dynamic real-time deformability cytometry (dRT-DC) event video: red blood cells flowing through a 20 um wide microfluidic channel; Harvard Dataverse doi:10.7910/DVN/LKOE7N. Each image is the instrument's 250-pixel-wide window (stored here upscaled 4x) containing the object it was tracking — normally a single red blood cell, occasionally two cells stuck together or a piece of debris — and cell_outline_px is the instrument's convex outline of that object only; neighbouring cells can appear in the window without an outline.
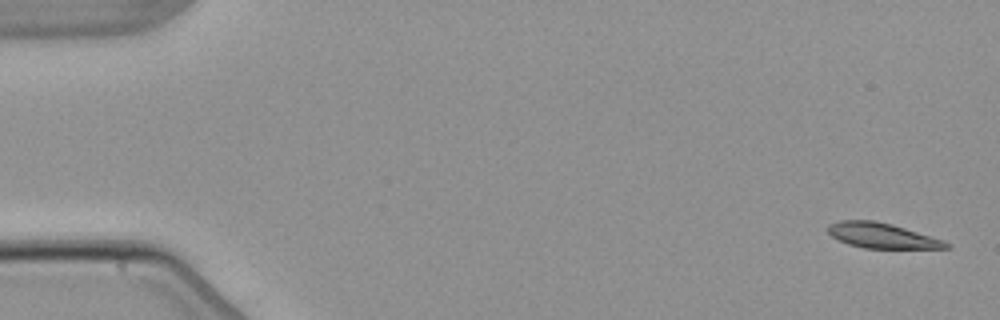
{"species": "common noctule bat (a hibernating species)", "species_latin": "Nyctalus noctula", "temperature_condition": "warm", "stored_images_in_passage": 5, "camera_frame_rate_fps": 3000, "um_per_image_px": 0.085, "animal": {"sex": "male", "body_mass_g": 21.5, "forearm_length_mm": 52.0}, "frame": {"image": 1, "passage_image": 1, "time_ms": 0.0, "image_size_px": [1000, 320], "cell_outline_px": [[952, 248], [864, 248], [848, 244], [832, 236], [824, 228], [828, 224], [840, 220], [872, 220], [892, 224], [944, 240], [952, 244]], "centroid_in_image_um": [74.96, 20.02], "position_along_channel_um": 10.0, "area_um2": 17.4}}
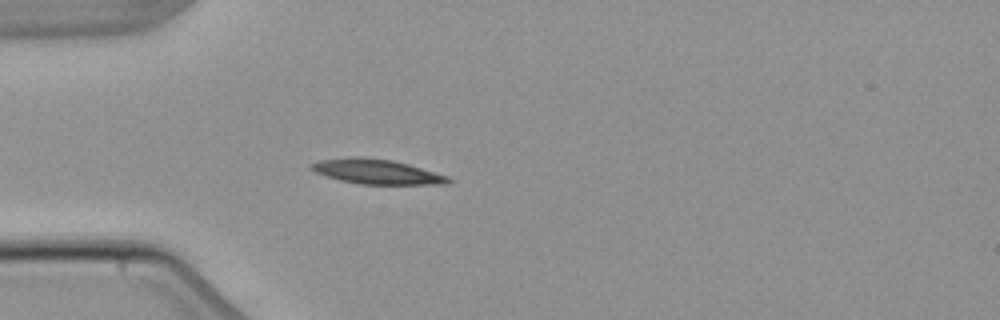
{"frame": {"image": 2, "passage_image": 5, "time_ms": 4.667, "image_size_px": [1000, 320], "cell_outline_px": [[452, 180], [448, 184], [360, 184], [340, 180], [316, 172], [308, 168], [308, 164], [320, 160], [352, 156], [360, 156], [392, 160], [408, 164], [448, 176]], "centroid_in_image_um": [31.99, 14.58], "position_along_channel_um": 53.0, "area_um2": 19.77}}